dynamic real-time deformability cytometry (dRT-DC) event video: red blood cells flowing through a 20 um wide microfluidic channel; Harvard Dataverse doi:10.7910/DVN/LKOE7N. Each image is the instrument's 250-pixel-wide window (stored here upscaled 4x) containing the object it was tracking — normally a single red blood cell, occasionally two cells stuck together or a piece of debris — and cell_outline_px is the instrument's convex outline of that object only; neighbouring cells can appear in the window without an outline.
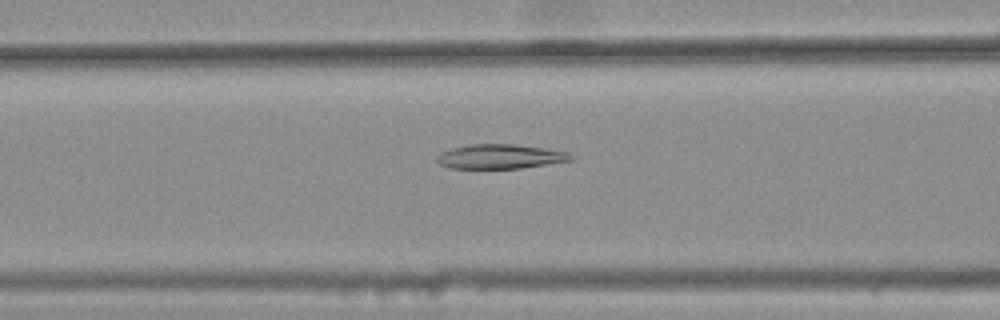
{"species": "common noctule bat (a hibernating species)", "species_latin": "Nyctalus noctula", "temperature_condition": "warm", "stored_images_in_passage": 35, "camera_frame_rate_fps": 3000, "um_per_image_px": 0.085, "animal": {"sex": "female", "body_mass_g": 25.1}, "frame": {"image": 1, "passage_image": 9, "time_ms": 2.667, "image_size_px": [1000, 320], "cell_outline_px": [[576, 156], [572, 160], [520, 168], [452, 168], [440, 164], [436, 160], [436, 156], [440, 152], [452, 148], [468, 144], [516, 144], [568, 152]], "centroid_in_image_um": [42.5, 13.29], "position_along_channel_um": 124.1, "area_um2": 19.02}}
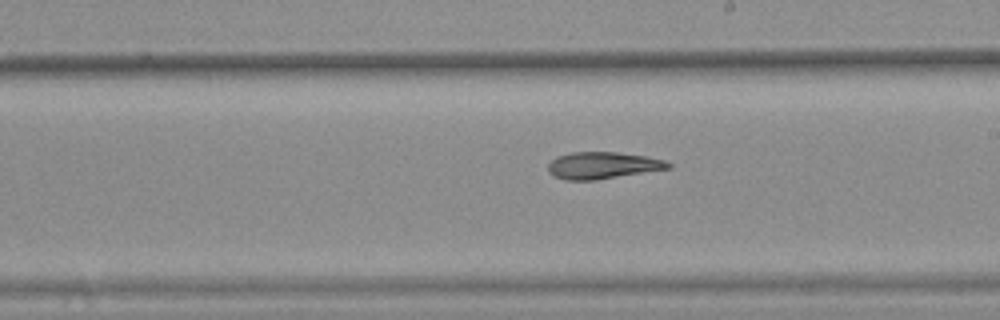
{"frame": {"image": 2, "passage_image": 18, "time_ms": 5.667, "image_size_px": [1000, 320], "cell_outline_px": [[672, 168], [592, 180], [564, 180], [548, 172], [548, 164], [556, 156], [572, 152], [616, 152], [644, 156], [664, 160], [672, 164]], "centroid_in_image_um": [51.21, 14.05], "position_along_channel_um": 237.8, "area_um2": 18.61}}
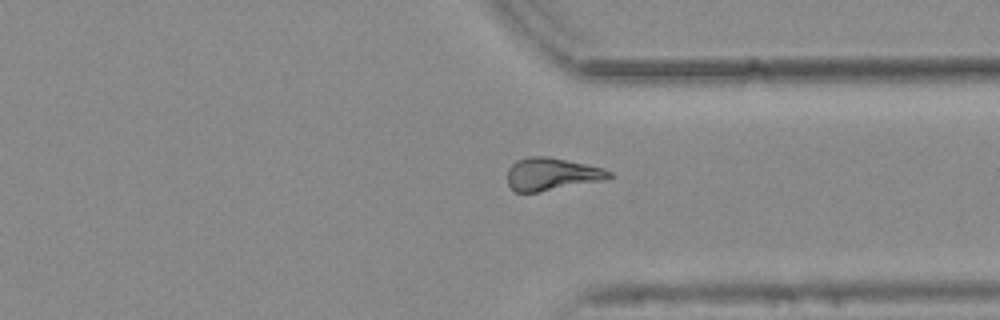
{"frame": {"image": 3, "passage_image": 28, "time_ms": 9.0, "image_size_px": [1000, 320], "cell_outline_px": [[616, 176], [608, 180], [536, 192], [516, 192], [508, 184], [508, 168], [516, 160], [528, 156], [544, 156], [604, 168], [612, 172]], "centroid_in_image_um": [46.94, 14.8], "position_along_channel_um": 364.5, "area_um2": 19.36}}